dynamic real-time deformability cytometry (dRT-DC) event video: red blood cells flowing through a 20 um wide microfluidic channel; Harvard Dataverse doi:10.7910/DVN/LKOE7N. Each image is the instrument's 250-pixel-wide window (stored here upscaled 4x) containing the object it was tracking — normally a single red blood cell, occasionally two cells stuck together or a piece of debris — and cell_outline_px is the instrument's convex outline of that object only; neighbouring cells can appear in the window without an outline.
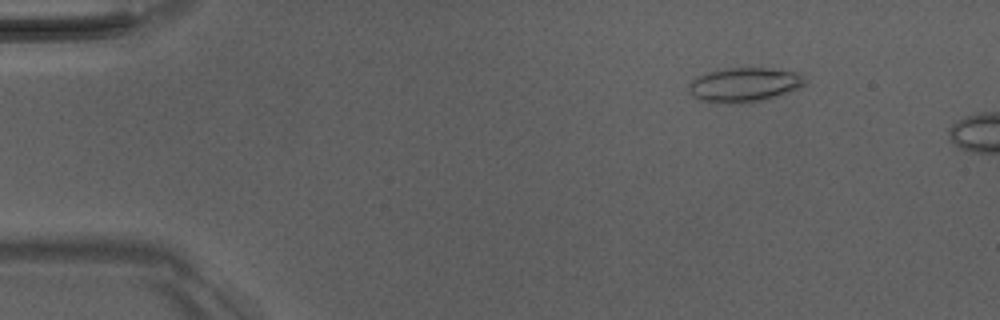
{"species": "Egyptian fruit bat (a non-hibernating species)", "species_latin": "Rousettus aegyptiacus", "temperature_condition": "room temperature", "stored_images_in_passage": 4, "camera_frame_rate_fps": 3000, "um_per_image_px": 0.085, "animal": {"sex": "male"}, "frame": {"image": 1, "passage_image": 2, "time_ms": 1.333, "image_size_px": [1000, 320], "cell_outline_px": [[808, 84], [788, 92], [760, 100], [732, 104], [708, 104], [692, 96], [688, 92], [688, 84], [696, 76], [708, 72], [728, 68], [768, 68], [800, 72], [808, 80]], "centroid_in_image_um": [63.23, 7.21], "position_along_channel_um": 21.8, "area_um2": 23.7}}